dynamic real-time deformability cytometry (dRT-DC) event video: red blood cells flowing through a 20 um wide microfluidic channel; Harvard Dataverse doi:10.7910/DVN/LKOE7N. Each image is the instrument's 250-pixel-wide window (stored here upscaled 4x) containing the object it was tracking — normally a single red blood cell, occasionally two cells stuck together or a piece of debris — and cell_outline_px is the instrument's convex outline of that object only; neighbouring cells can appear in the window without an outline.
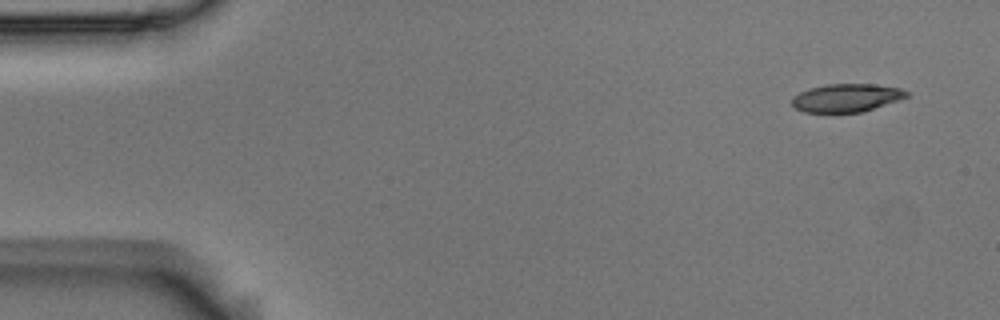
{"species": "Egyptian fruit bat (a non-hibernating species)", "species_latin": "Rousettus aegyptiacus", "temperature_condition": "room temperature", "stored_images_in_passage": 9, "camera_frame_rate_fps": 3000, "um_per_image_px": 0.085, "animal": {"sex": "male"}, "frame": {"image": 1, "passage_image": 1, "time_ms": 0.0, "image_size_px": [1000, 320], "cell_outline_px": [[908, 96], [900, 100], [864, 112], [804, 112], [796, 108], [792, 104], [792, 96], [808, 88], [824, 84], [872, 84], [900, 88], [908, 92]], "centroid_in_image_um": [71.95, 8.31], "position_along_channel_um": 13.1, "area_um2": 18.9}}
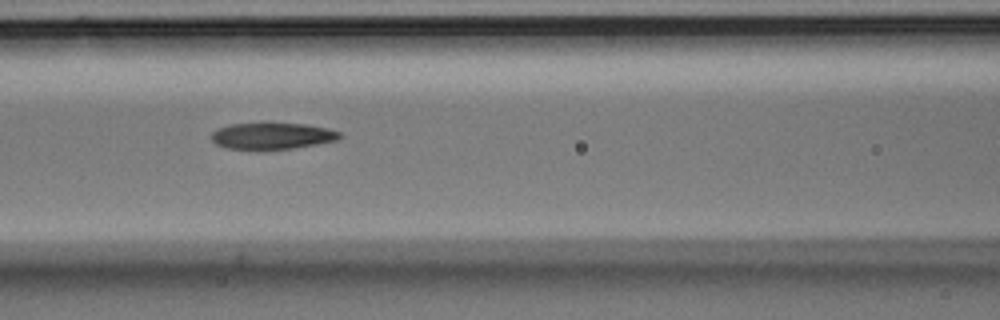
{"frame": {"image": 2, "passage_image": 7, "time_ms": 2.0, "image_size_px": [1000, 320], "cell_outline_px": [[344, 136], [336, 140], [316, 144], [292, 148], [228, 148], [216, 144], [212, 140], [212, 132], [228, 124], [264, 120], [268, 120], [304, 124], [328, 128], [340, 132]], "centroid_in_image_um": [23.14, 11.48], "position_along_channel_um": 143.5, "area_um2": 20.29}}
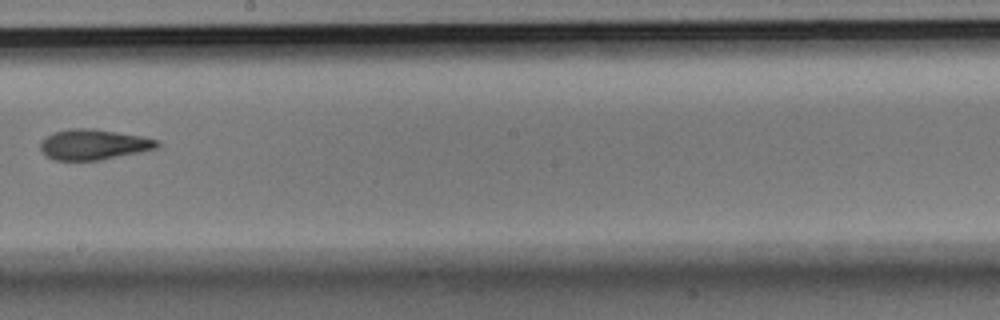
{"frame": {"image": 3, "passage_image": 9, "time_ms": 2.667, "image_size_px": [1000, 320], "cell_outline_px": [[160, 144], [156, 148], [140, 152], [100, 160], [52, 160], [40, 148], [40, 144], [52, 132], [72, 128], [92, 128], [144, 136], [160, 140]], "centroid_in_image_um": [8.0, 12.27], "position_along_channel_um": 240.2, "area_um2": 20.69}}